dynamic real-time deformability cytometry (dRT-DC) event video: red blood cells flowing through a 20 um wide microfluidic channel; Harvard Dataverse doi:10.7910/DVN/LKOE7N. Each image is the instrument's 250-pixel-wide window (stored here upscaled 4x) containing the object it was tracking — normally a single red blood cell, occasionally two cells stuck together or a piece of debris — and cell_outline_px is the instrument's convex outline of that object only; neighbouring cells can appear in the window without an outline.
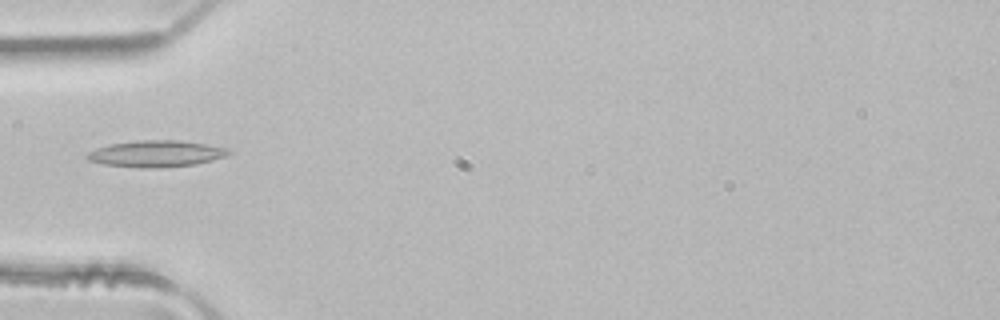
{"species": "common noctule bat (a hibernating species)", "species_latin": "Nyctalus noctula", "temperature_condition": "room temperature", "stored_images_in_passage": 4, "camera_frame_rate_fps": 3000, "um_per_image_px": 0.085, "animal": {"sex": "male", "body_mass_g": 21.5, "forearm_length_mm": 52.0}, "frame": {"image": 1, "passage_image": 4, "time_ms": 1.0, "image_size_px": [1000, 320], "cell_outline_px": [[232, 152], [228, 156], [196, 164], [160, 168], [140, 168], [104, 164], [88, 160], [84, 156], [88, 152], [96, 148], [108, 144], [136, 140], [180, 140], [208, 144], [228, 148]], "centroid_in_image_um": [13.28, 13.06], "position_along_channel_um": 71.7, "area_um2": 22.2}}